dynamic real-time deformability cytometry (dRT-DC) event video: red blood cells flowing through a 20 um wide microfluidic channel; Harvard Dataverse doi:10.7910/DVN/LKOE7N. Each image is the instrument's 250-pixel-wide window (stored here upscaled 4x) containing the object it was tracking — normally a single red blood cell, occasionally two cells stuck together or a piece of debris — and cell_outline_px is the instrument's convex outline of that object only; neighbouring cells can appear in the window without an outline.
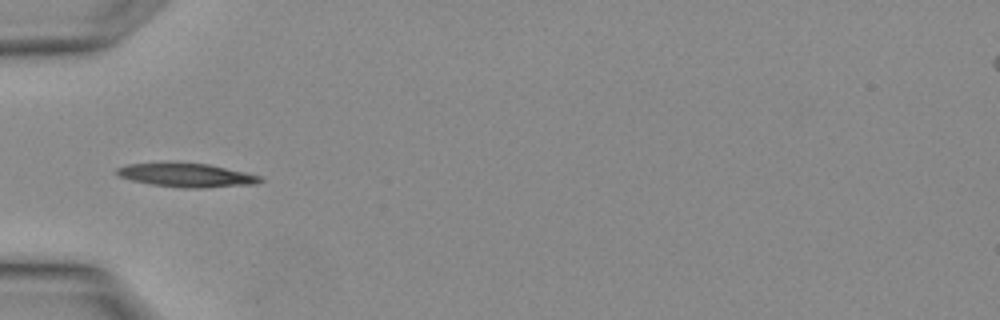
{"species": "Egyptian fruit bat (a non-hibernating species)", "species_latin": "Rousettus aegyptiacus", "temperature_condition": "warm", "stored_images_in_passage": 2, "camera_frame_rate_fps": 3000, "um_per_image_px": 0.085, "animal": {"sex": "female"}, "frame": {"image": 1, "passage_image": 2, "time_ms": 0.333, "image_size_px": [1000, 320], "cell_outline_px": [[264, 180], [256, 184], [204, 188], [184, 188], [152, 184], [132, 180], [120, 176], [116, 172], [116, 168], [128, 164], [208, 164], [244, 172], [260, 176]], "centroid_in_image_um": [15.91, 14.91], "position_along_channel_um": 69.1, "area_um2": 19.19}}